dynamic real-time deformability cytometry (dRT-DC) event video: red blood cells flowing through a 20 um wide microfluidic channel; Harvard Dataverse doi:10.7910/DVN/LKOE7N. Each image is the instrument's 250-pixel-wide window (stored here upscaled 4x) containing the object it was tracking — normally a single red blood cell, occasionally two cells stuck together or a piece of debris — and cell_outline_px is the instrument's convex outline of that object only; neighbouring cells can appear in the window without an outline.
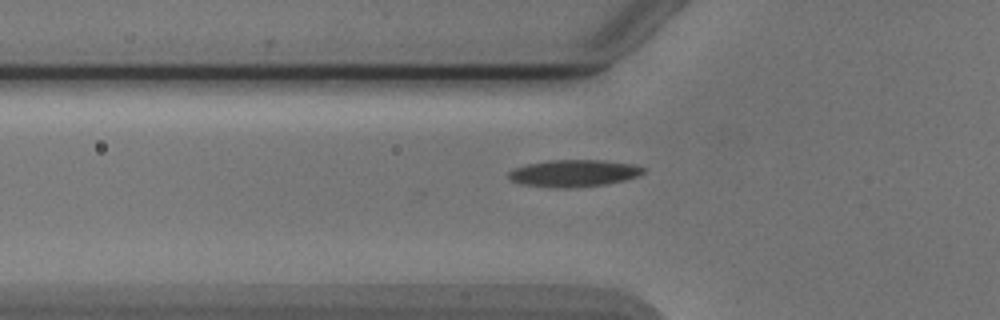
{"species": "Egyptian fruit bat (a non-hibernating species)", "species_latin": "Rousettus aegyptiacus", "temperature_condition": "cold", "stored_images_in_passage": 7, "segment_of_instrument_passage": [2, 2], "camera_frame_rate_fps": 3000, "um_per_image_px": 0.085, "animal": {"sex": "male"}, "frame": {"image": 1, "passage_image": 7, "time_ms": 7.0, "image_size_px": [1000, 320], "cell_outline_px": [[644, 172], [636, 176], [624, 180], [604, 184], [576, 188], [552, 188], [520, 184], [508, 180], [508, 172], [516, 168], [528, 164], [548, 160], [604, 160], [632, 164], [644, 168]], "centroid_in_image_um": [48.72, 14.73], "position_along_channel_um": 77.1, "area_um2": 21.27}}